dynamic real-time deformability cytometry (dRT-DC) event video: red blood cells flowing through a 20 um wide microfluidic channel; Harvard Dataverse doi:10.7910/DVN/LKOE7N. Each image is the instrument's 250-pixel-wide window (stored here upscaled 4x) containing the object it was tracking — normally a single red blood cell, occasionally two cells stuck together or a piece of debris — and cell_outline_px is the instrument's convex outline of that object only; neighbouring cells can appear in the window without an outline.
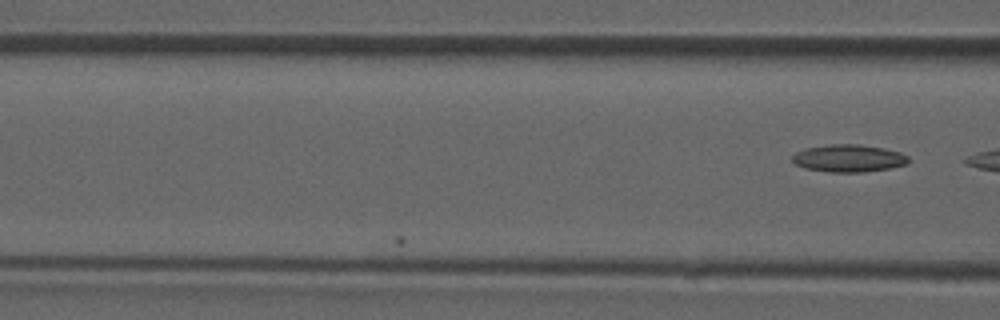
{"species": "common noctule bat (a hibernating species)", "species_latin": "Nyctalus noctula", "temperature_condition": "room temperature", "stored_images_in_passage": 4, "camera_frame_rate_fps": 3000, "um_per_image_px": 0.085, "animal": {"sex": "male", "forearm_length_mm": 52.5}, "frame": {"image": 1, "passage_image": 4, "time_ms": 1.0, "image_size_px": [1000, 320], "cell_outline_px": [[908, 164], [892, 168], [860, 172], [832, 172], [804, 168], [796, 164], [792, 160], [792, 156], [796, 152], [804, 148], [832, 144], [860, 144], [884, 148], [900, 152], [908, 156]], "centroid_in_image_um": [72.15, 13.45], "position_along_channel_um": 94.5, "area_um2": 18.61}}